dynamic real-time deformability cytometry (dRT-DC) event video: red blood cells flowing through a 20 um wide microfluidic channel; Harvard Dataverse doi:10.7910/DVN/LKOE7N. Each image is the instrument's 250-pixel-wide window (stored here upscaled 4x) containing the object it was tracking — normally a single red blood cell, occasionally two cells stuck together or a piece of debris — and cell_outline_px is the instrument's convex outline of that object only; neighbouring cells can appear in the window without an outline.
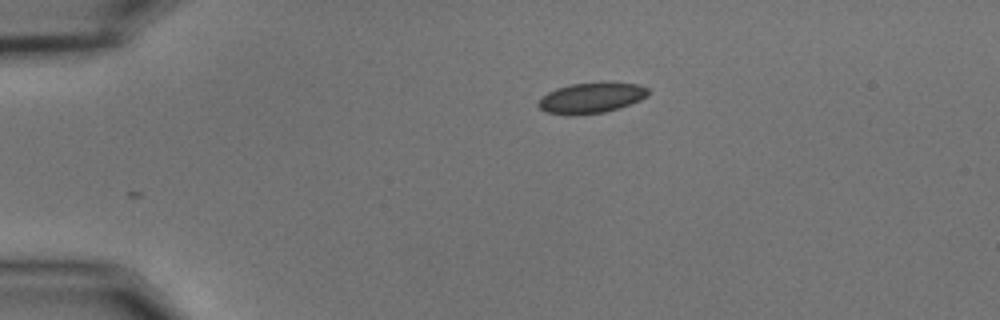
{"species": "common noctule bat (a hibernating species)", "species_latin": "Nyctalus noctula", "temperature_condition": "cold", "stored_images_in_passage": 17, "camera_frame_rate_fps": 3000, "um_per_image_px": 0.085, "animal": {"sex": "male", "body_mass_g": 15.6}, "frame": {"image": 1, "passage_image": 1, "time_ms": 0.0, "image_size_px": [1000, 320], "cell_outline_px": [[648, 96], [640, 100], [604, 112], [576, 116], [568, 116], [548, 112], [540, 108], [536, 104], [540, 96], [556, 88], [572, 84], [640, 84], [648, 88]], "centroid_in_image_um": [50.18, 8.36], "position_along_channel_um": 34.8, "area_um2": 19.19}}